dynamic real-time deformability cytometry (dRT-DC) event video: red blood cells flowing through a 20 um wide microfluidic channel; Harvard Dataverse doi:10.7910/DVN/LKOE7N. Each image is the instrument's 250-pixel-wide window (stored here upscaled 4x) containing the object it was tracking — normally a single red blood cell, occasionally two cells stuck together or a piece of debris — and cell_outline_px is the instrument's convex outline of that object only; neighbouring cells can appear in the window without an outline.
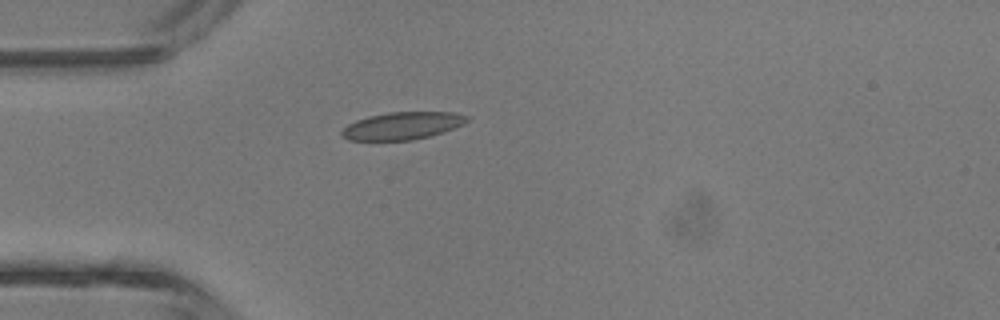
{"species": "common noctule bat (a hibernating species)", "species_latin": "Nyctalus noctula", "temperature_condition": "room temperature", "stored_images_in_passage": 1, "camera_frame_rate_fps": 3000, "um_per_image_px": 0.085, "animal": {"sex": "male", "body_mass_g": 13.3}, "frame": {"image": 1, "passage_image": 1, "time_ms": 0.0, "image_size_px": [1000, 320], "cell_outline_px": [[468, 120], [464, 124], [444, 132], [412, 140], [348, 140], [340, 136], [340, 132], [348, 124], [356, 120], [368, 116], [388, 112], [456, 112], [468, 116]], "centroid_in_image_um": [34.19, 10.68], "position_along_channel_um": 50.8, "area_um2": 20.11}}